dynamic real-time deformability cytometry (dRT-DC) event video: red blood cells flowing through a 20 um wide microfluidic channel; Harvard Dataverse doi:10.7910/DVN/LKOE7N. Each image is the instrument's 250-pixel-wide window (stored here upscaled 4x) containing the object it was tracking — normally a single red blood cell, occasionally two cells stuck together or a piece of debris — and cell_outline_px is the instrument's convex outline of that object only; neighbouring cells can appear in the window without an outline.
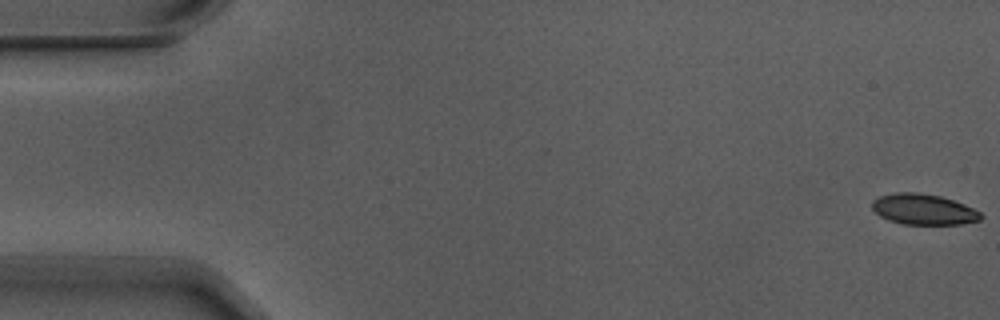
{"species": "Egyptian fruit bat (a non-hibernating species)", "species_latin": "Rousettus aegyptiacus", "temperature_condition": "warm", "stored_images_in_passage": 6, "camera_frame_rate_fps": 3000, "um_per_image_px": 0.085, "animal": {"sex": "male"}, "frame": {"image": 1, "passage_image": 1, "time_ms": 0.0, "image_size_px": [1000, 320], "cell_outline_px": [[984, 216], [980, 220], [960, 224], [904, 224], [888, 220], [880, 216], [872, 208], [872, 200], [880, 196], [896, 192], [920, 192], [940, 196], [964, 204], [980, 212]], "centroid_in_image_um": [78.49, 17.79], "position_along_channel_um": 6.5, "area_um2": 19.42}}
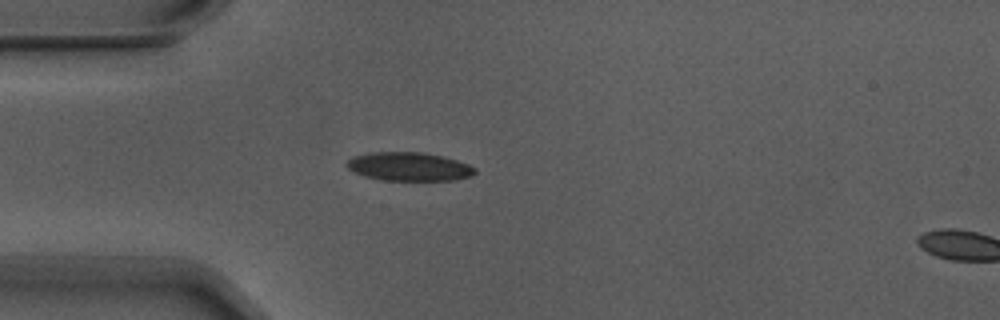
{"frame": {"image": 2, "passage_image": 5, "time_ms": 1.333, "image_size_px": [1000, 320], "cell_outline_px": [[476, 172], [472, 176], [456, 180], [384, 180], [364, 176], [348, 168], [344, 164], [352, 156], [372, 152], [420, 152], [440, 156], [456, 160], [468, 164], [476, 168]], "centroid_in_image_um": [34.76, 14.16], "position_along_channel_um": 50.2, "area_um2": 21.27}}